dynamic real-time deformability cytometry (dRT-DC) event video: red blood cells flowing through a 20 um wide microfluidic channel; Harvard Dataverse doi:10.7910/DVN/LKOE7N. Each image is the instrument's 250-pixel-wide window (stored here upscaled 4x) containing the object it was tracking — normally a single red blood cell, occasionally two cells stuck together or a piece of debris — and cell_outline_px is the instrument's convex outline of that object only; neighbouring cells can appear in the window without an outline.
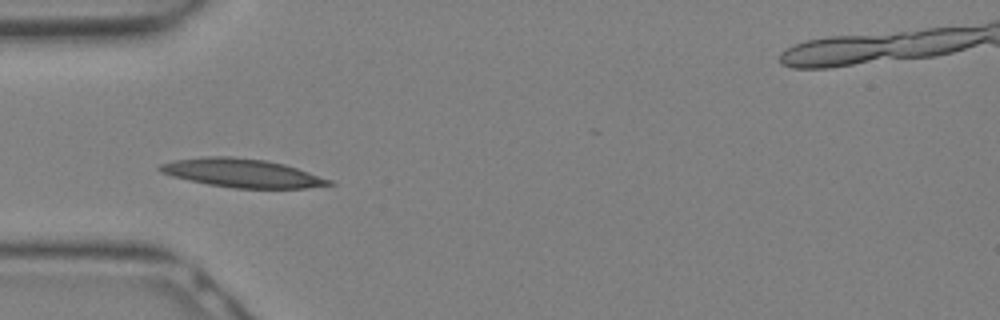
{"species": "Egyptian fruit bat (a non-hibernating species)", "species_latin": "Rousettus aegyptiacus", "temperature_condition": "warm", "stored_images_in_passage": 9, "camera_frame_rate_fps": 3000, "um_per_image_px": 0.085, "animal": {"sex": "female"}, "frame": {"image": 1, "passage_image": 1, "time_ms": 0.0, "image_size_px": [1000, 320], "cell_outline_px": [[336, 184], [308, 188], [232, 188], [208, 184], [172, 176], [160, 172], [156, 168], [160, 164], [172, 160], [204, 156], [232, 156], [268, 160], [284, 164], [332, 180]], "centroid_in_image_um": [20.55, 14.7], "position_along_channel_um": 64.4, "area_um2": 28.26}}
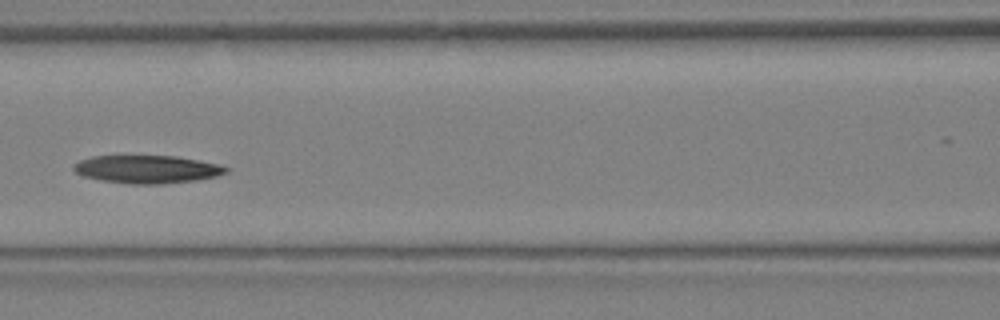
{"frame": {"image": 2, "passage_image": 5, "time_ms": 1.333, "image_size_px": [1000, 320], "cell_outline_px": [[228, 172], [216, 176], [196, 180], [160, 184], [132, 184], [100, 180], [84, 176], [76, 172], [72, 168], [72, 164], [80, 160], [92, 156], [176, 156], [220, 164], [228, 168]], "centroid_in_image_um": [12.49, 14.38], "position_along_channel_um": 154.1, "area_um2": 24.8}}
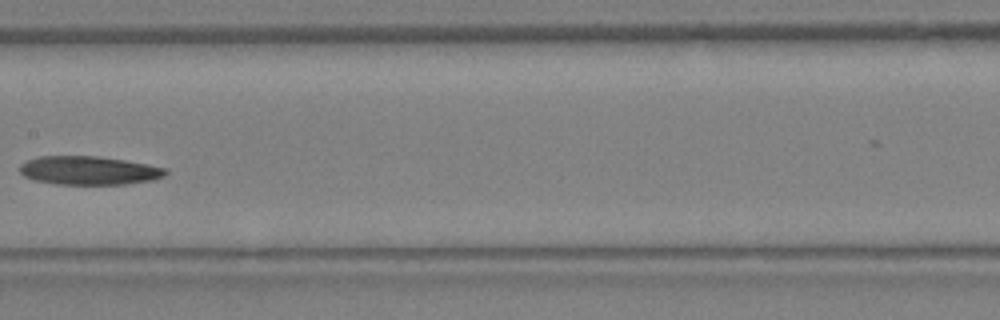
{"frame": {"image": 3, "passage_image": 7, "time_ms": 2.0, "image_size_px": [1000, 320], "cell_outline_px": [[168, 172], [164, 176], [152, 180], [124, 184], [56, 184], [32, 180], [24, 176], [20, 172], [20, 164], [28, 160], [40, 156], [100, 156], [148, 164], [168, 168]], "centroid_in_image_um": [7.56, 14.49], "position_along_channel_um": 199.8, "area_um2": 24.39}}